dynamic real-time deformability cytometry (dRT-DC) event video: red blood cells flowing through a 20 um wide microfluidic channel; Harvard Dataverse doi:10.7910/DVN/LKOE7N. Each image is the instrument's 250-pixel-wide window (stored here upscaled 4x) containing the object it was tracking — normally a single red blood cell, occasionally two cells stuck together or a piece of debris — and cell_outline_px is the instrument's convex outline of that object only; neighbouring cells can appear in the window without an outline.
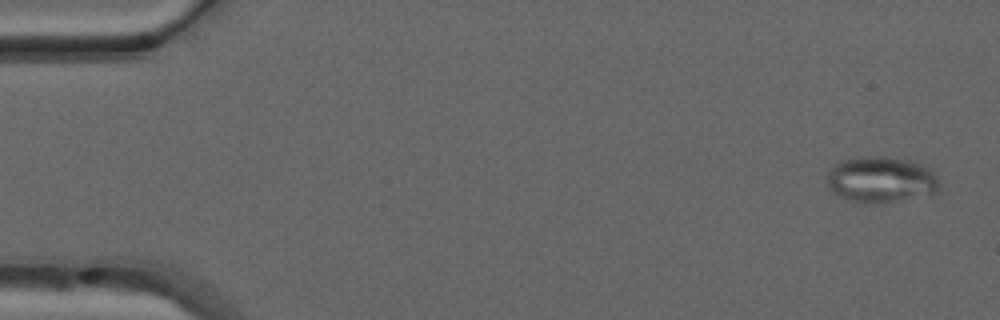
{"species": "common noctule bat (a hibernating species)", "species_latin": "Nyctalus noctula", "temperature_condition": "warm", "stored_images_in_passage": 50, "camera_frame_rate_fps": 3000, "um_per_image_px": 0.085, "animal": {"sex": "male", "forearm_length_mm": 52.5}, "frame": {"image": 1, "passage_image": 2, "time_ms": 0.333, "image_size_px": [1000, 320], "cell_outline_px": [[940, 192], [880, 204], [864, 204], [840, 196], [832, 192], [828, 188], [828, 172], [840, 160], [864, 156], [884, 156], [912, 160], [928, 168], [936, 176], [940, 184]], "centroid_in_image_um": [74.9, 15.27], "position_along_channel_um": 10.1, "area_um2": 30.4}}
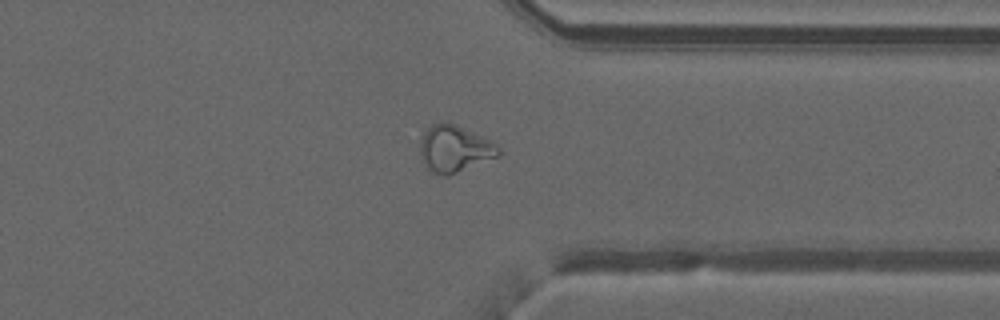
{"frame": {"image": 2, "passage_image": 39, "time_ms": 12.667, "image_size_px": [1000, 320], "cell_outline_px": [[500, 156], [448, 176], [444, 176], [432, 172], [428, 168], [420, 152], [420, 144], [424, 132], [432, 124], [444, 120], [456, 124], [492, 140], [500, 148]], "centroid_in_image_um": [38.67, 12.62], "position_along_channel_um": 372.7, "area_um2": 21.5}}
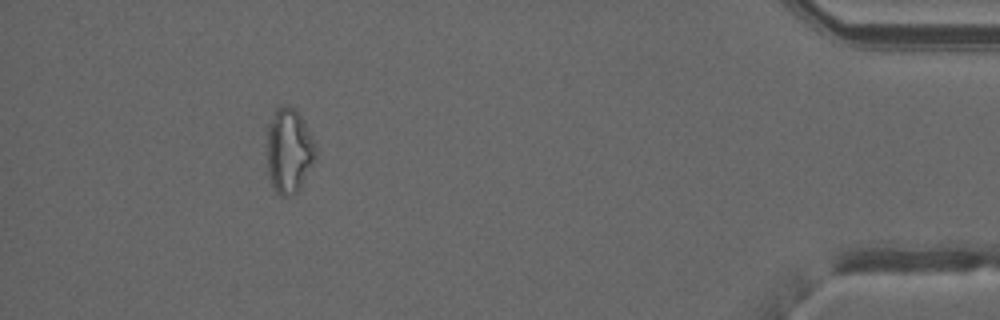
{"frame": {"image": 3, "passage_image": 46, "time_ms": 15.0, "image_size_px": [1000, 320], "cell_outline_px": [[316, 160], [300, 188], [296, 192], [284, 196], [280, 196], [276, 192], [272, 184], [268, 172], [268, 124], [272, 112], [280, 104], [288, 104], [304, 120], [316, 144]], "centroid_in_image_um": [24.58, 12.78], "position_along_channel_um": 410.6, "area_um2": 24.22}, "authors_computed_cell_mechanics": {"area_um2": 22.9466, "velocity_mm_per_s": 4.0613, "shape_relaxation_time_tau1_ms": null, "shape_relaxation_time_tau2_ms": 2.0143, "deformation_change_tau1": null, "deformation_change_tau2": 0.0822}}